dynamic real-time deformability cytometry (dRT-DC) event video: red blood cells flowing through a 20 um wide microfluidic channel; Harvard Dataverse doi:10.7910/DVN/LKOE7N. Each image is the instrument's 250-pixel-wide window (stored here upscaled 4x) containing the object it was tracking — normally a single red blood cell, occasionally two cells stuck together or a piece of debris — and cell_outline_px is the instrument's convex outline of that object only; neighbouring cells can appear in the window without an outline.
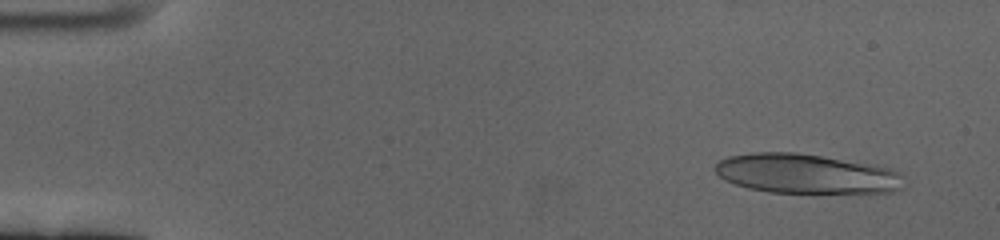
{"species": "human", "species_latin": "Homo sapiens", "temperature_condition": "cold", "stored_images_in_passage": 59, "camera_frame_rate_fps": 3000, "um_per_image_px": 0.085, "donor": {"sex": "female"}, "frame": {"image": 1, "passage_image": 4, "time_ms": 1.0, "image_size_px": [1000, 240], "cell_outline_px": [[908, 184], [892, 192], [812, 196], [768, 192], [748, 188], [724, 180], [716, 172], [716, 164], [720, 160], [728, 156], [756, 152], [796, 152], [820, 156], [888, 168], [904, 176]], "centroid_in_image_um": [68.58, 14.84], "position_along_channel_um": 16.4, "area_um2": 44.8}}
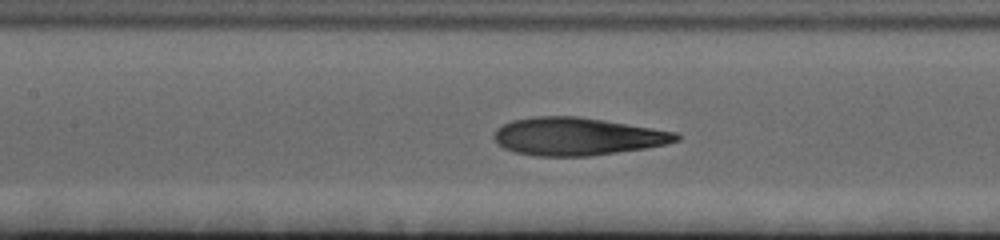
{"frame": {"image": 2, "passage_image": 27, "time_ms": 8.667, "image_size_px": [1000, 240], "cell_outline_px": [[680, 140], [668, 144], [644, 148], [588, 156], [536, 156], [516, 152], [504, 148], [496, 144], [492, 136], [504, 124], [512, 120], [536, 116], [576, 116], [604, 120], [676, 132], [680, 136]], "centroid_in_image_um": [49.05, 11.6], "position_along_channel_um": 158.3, "area_um2": 39.88}}
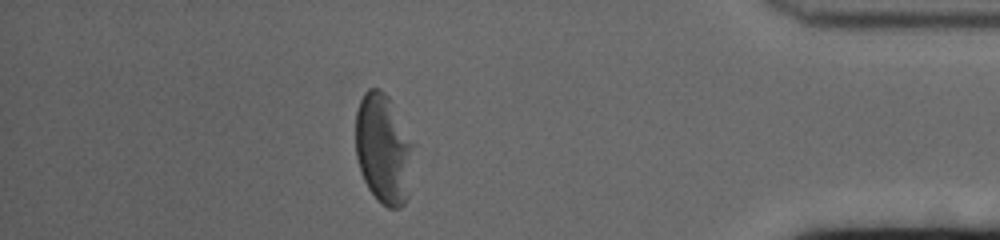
{"frame": {"image": 3, "passage_image": 52, "time_ms": 17.0, "image_size_px": [1000, 240], "cell_outline_px": [[412, 144], [408, 196], [404, 204], [400, 208], [388, 208], [380, 204], [376, 200], [368, 188], [360, 172], [356, 156], [356, 112], [360, 100], [364, 92], [368, 88], [380, 88], [388, 96], [412, 140]], "centroid_in_image_um": [32.56, 12.66], "position_along_channel_um": 402.6, "area_um2": 36.93}, "authors_computed_cell_mechanics": {"area_um2": 40.0554, "velocity_mm_per_s": 3.3541, "shape_relaxation_time_tau1_ms": 5.9676, "shape_relaxation_time_tau2_ms": 2.2066, "deformation_change_tau1": 0.2113, "deformation_change_tau2": 0.1203}}